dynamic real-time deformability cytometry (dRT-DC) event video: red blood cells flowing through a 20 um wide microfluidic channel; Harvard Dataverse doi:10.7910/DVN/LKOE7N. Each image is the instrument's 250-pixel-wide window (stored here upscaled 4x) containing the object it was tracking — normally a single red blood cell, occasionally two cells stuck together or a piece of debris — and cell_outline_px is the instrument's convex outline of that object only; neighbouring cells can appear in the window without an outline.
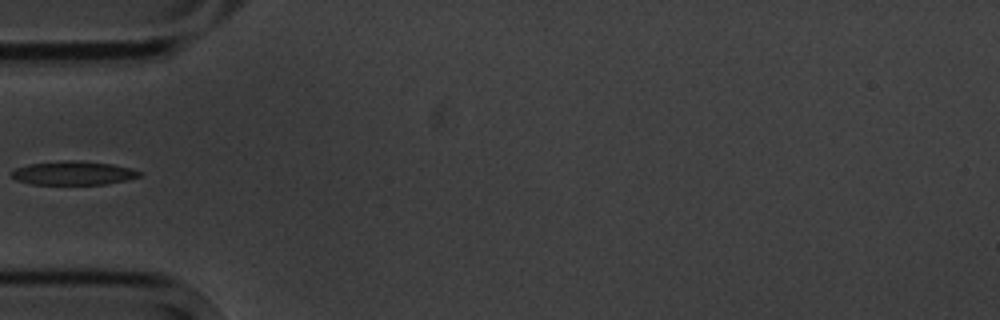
{"species": "common noctule bat (a hibernating species)", "species_latin": "Nyctalus noctula", "temperature_condition": "cold", "stored_images_in_passage": 2, "camera_frame_rate_fps": 3000, "um_per_image_px": 0.085, "animal": {"sex": "male", "body_mass_g": 20.1, "forearm_length_mm": 53.5}, "frame": {"image": 1, "passage_image": 2, "time_ms": 2.0, "image_size_px": [1000, 320], "cell_outline_px": [[144, 172], [140, 176], [128, 180], [104, 184], [32, 184], [16, 180], [12, 176], [12, 172], [16, 168], [28, 164], [64, 160], [80, 160], [112, 164], [132, 168]], "centroid_in_image_um": [6.28, 14.7], "position_along_channel_um": 78.7, "area_um2": 17.8}}